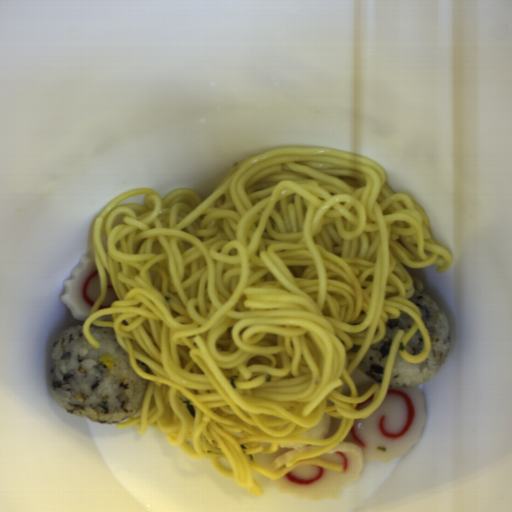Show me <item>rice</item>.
<instances>
[{
    "label": "rice",
    "mask_w": 512,
    "mask_h": 512,
    "mask_svg": "<svg viewBox=\"0 0 512 512\" xmlns=\"http://www.w3.org/2000/svg\"><path fill=\"white\" fill-rule=\"evenodd\" d=\"M84 324L53 340L49 388L54 399L72 415L98 423H124L139 412L149 381L132 367L113 326L90 324L89 332L99 344L94 348L85 337ZM108 353L117 362L113 371L97 359Z\"/></svg>",
    "instance_id": "652b925c"
},
{
    "label": "rice",
    "mask_w": 512,
    "mask_h": 512,
    "mask_svg": "<svg viewBox=\"0 0 512 512\" xmlns=\"http://www.w3.org/2000/svg\"><path fill=\"white\" fill-rule=\"evenodd\" d=\"M422 310L431 351L421 363H410L397 351L387 387H417L435 376L445 362L452 341L450 323L441 307L417 291L409 299Z\"/></svg>",
    "instance_id": "023b6e5f"
},
{
    "label": "rice",
    "mask_w": 512,
    "mask_h": 512,
    "mask_svg": "<svg viewBox=\"0 0 512 512\" xmlns=\"http://www.w3.org/2000/svg\"><path fill=\"white\" fill-rule=\"evenodd\" d=\"M415 322L414 318L406 311H402L397 318H389L381 340L369 346L356 366L358 370L380 385L396 333L398 331L407 332Z\"/></svg>",
    "instance_id": "8eca5e8b"
},
{
    "label": "rice",
    "mask_w": 512,
    "mask_h": 512,
    "mask_svg": "<svg viewBox=\"0 0 512 512\" xmlns=\"http://www.w3.org/2000/svg\"><path fill=\"white\" fill-rule=\"evenodd\" d=\"M425 347L423 334L420 330L414 332L406 342L405 350L410 355H420Z\"/></svg>",
    "instance_id": "acb35da6"
}]
</instances>
